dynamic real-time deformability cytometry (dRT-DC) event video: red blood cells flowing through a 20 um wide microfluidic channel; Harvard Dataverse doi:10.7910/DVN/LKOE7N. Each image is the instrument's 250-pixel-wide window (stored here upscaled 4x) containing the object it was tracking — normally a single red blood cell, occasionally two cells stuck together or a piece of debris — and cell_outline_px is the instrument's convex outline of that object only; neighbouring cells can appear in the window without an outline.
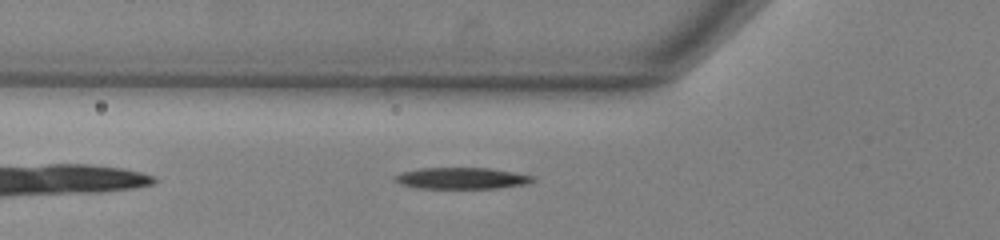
{"species": "common noctule bat (a hibernating species)", "species_latin": "Nyctalus noctula", "temperature_condition": "warm", "stored_images_in_passage": 33, "camera_frame_rate_fps": 3000, "um_per_image_px": 0.085, "animal": {"sex": "male", "body_mass_g": 13.0, "forearm_length_mm": 53.1}, "frame": {"image": 1, "passage_image": 2, "time_ms": 0.333, "image_size_px": [1000, 240], "cell_outline_px": [[536, 180], [528, 184], [496, 188], [416, 188], [400, 184], [392, 176], [404, 172], [420, 168], [488, 168], [536, 176]], "centroid_in_image_um": [39.27, 15.15], "position_along_channel_um": 86.5, "area_um2": 17.17}}
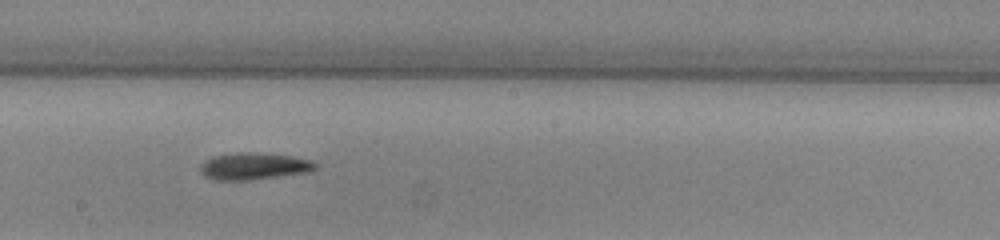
{"frame": {"image": 2, "passage_image": 13, "time_ms": 4.0, "image_size_px": [1000, 240], "cell_outline_px": [[316, 168], [312, 172], [248, 180], [212, 180], [204, 176], [200, 172], [200, 164], [204, 160], [212, 156], [236, 152], [256, 152], [292, 156], [312, 160], [316, 164]], "centroid_in_image_um": [21.56, 14.12], "position_along_channel_um": 226.6, "area_um2": 18.38}}
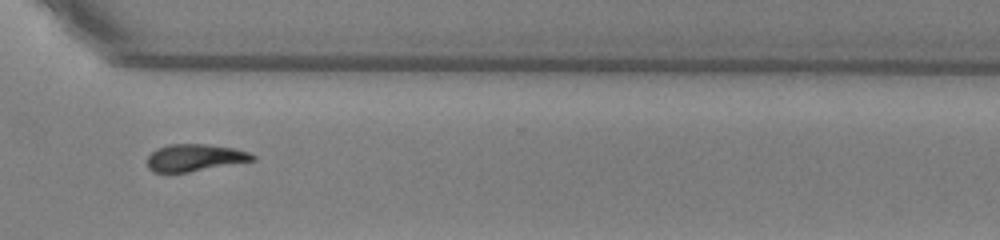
{"frame": {"image": 3, "passage_image": 23, "time_ms": 7.333, "image_size_px": [1000, 240], "cell_outline_px": [[256, 160], [188, 172], [152, 172], [148, 168], [148, 156], [156, 148], [172, 144], [204, 144], [236, 148], [248, 152], [256, 156]], "centroid_in_image_um": [16.57, 13.4], "position_along_channel_um": 354.0, "area_um2": 16.59}}